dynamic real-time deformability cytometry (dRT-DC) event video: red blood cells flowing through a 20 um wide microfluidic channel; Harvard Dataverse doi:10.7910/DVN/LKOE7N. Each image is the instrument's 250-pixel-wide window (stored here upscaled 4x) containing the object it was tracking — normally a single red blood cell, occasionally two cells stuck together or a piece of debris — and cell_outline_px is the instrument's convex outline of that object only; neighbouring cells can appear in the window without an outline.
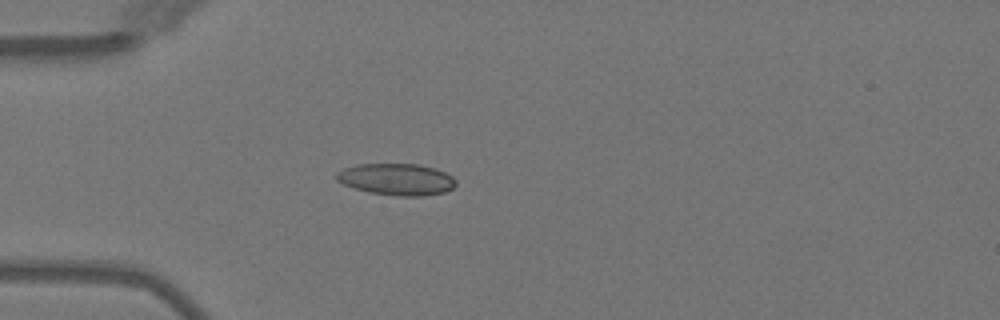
{"species": "Egyptian fruit bat (a non-hibernating species)", "species_latin": "Rousettus aegyptiacus", "temperature_condition": "warm", "stored_images_in_passage": 1, "camera_frame_rate_fps": 3000, "um_per_image_px": 0.085, "animal": {"sex": "female"}, "frame": {"image": 1, "passage_image": 1, "time_ms": 0.0, "image_size_px": [1000, 320], "cell_outline_px": [[456, 184], [452, 188], [444, 192], [424, 196], [396, 196], [368, 192], [344, 184], [336, 180], [336, 172], [344, 168], [356, 164], [420, 164], [436, 168], [452, 176], [456, 180]], "centroid_in_image_um": [33.72, 15.24], "position_along_channel_um": 51.3, "area_um2": 22.14}}